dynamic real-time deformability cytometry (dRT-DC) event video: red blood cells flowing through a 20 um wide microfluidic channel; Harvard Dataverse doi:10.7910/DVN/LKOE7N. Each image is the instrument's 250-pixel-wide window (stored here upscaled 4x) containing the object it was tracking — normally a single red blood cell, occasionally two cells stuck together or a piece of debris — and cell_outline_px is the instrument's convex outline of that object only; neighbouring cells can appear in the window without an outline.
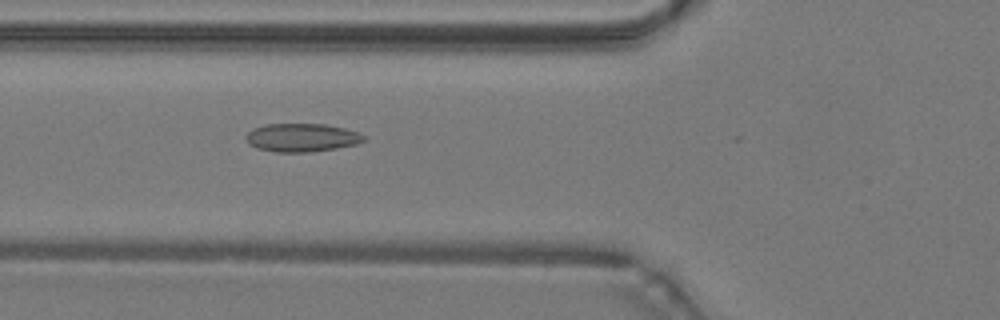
{"species": "common noctule bat (a hibernating species)", "species_latin": "Nyctalus noctula", "temperature_condition": "warm", "stored_images_in_passage": 23, "camera_frame_rate_fps": 3000, "um_per_image_px": 0.085, "animal": {"sex": "male", "body_mass_g": 19.2, "forearm_length_mm": 51.8}, "frame": {"image": 1, "passage_image": 14, "time_ms": 4.333, "image_size_px": [1000, 320], "cell_outline_px": [[364, 140], [356, 144], [336, 148], [308, 152], [276, 152], [256, 148], [244, 136], [252, 128], [264, 124], [324, 124], [344, 128], [360, 132], [364, 136]], "centroid_in_image_um": [25.64, 11.69], "position_along_channel_um": 100.2, "area_um2": 19.36}}
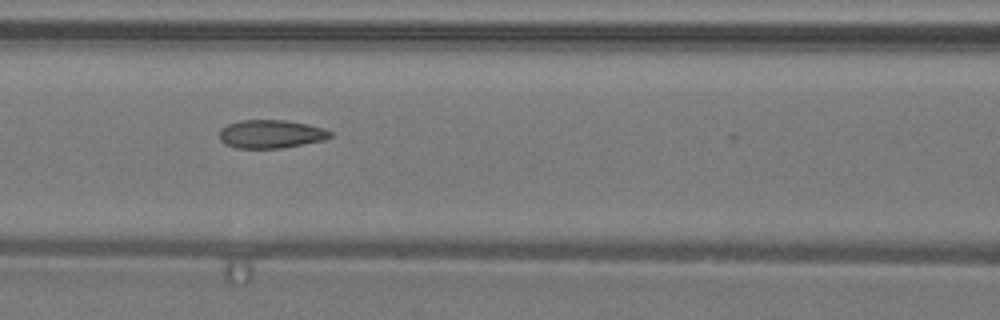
{"frame": {"image": 2, "passage_image": 17, "time_ms": 5.333, "image_size_px": [1000, 320], "cell_outline_px": [[332, 136], [324, 140], [280, 148], [236, 148], [224, 144], [220, 140], [220, 128], [228, 124], [240, 120], [284, 120], [308, 124], [324, 128], [332, 132]], "centroid_in_image_um": [23.01, 11.39], "position_along_channel_um": 143.6, "area_um2": 18.32}}
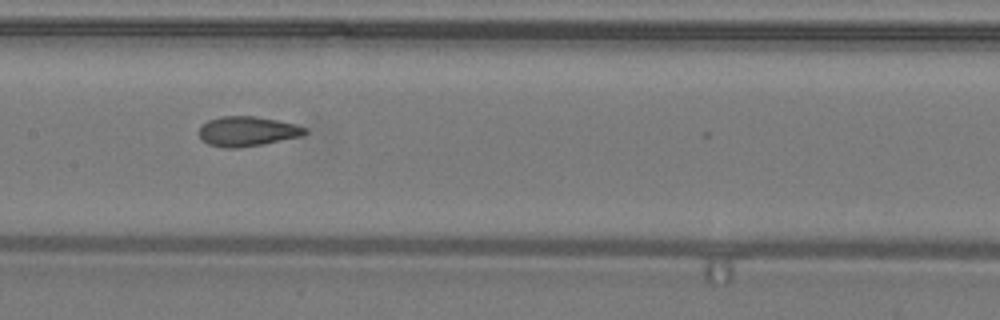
{"frame": {"image": 3, "passage_image": 20, "time_ms": 6.333, "image_size_px": [1000, 320], "cell_outline_px": [[308, 132], [304, 136], [264, 144], [236, 148], [224, 148], [208, 144], [200, 140], [200, 124], [208, 120], [220, 116], [256, 116], [296, 124], [308, 128]], "centroid_in_image_um": [21.04, 11.16], "position_along_channel_um": 186.4, "area_um2": 18.73}}